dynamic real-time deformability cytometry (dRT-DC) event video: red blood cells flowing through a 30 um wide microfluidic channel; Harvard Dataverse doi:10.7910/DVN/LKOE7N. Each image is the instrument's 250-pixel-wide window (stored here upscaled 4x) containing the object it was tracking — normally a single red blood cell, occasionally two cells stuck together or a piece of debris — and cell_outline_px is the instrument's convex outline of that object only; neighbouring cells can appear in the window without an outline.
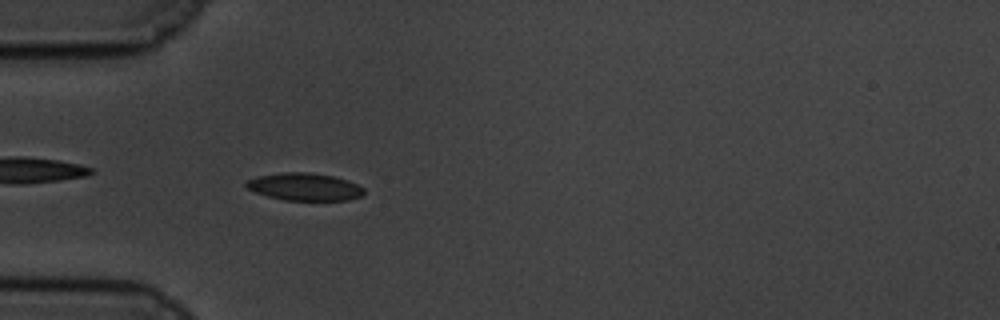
{"species": "common noctule bat (a hibernating species)", "species_latin": "Nyctalus noctula", "temperature_condition": "cold", "stored_images_in_passage": 44, "camera_frame_rate_fps": 3000, "um_per_image_px": 0.085, "animal": {"sex": "male", "body_mass_g": 19.5, "forearm_length_mm": 54.6}, "frame": {"image": 1, "passage_image": 3, "time_ms": 0.667, "image_size_px": [1000, 320], "cell_outline_px": [[364, 192], [360, 196], [348, 200], [284, 200], [268, 196], [256, 192], [248, 188], [244, 184], [248, 180], [256, 176], [284, 172], [308, 172], [332, 176], [348, 180], [364, 188]], "centroid_in_image_um": [25.88, 15.87], "position_along_channel_um": 59.1, "area_um2": 18.73}}
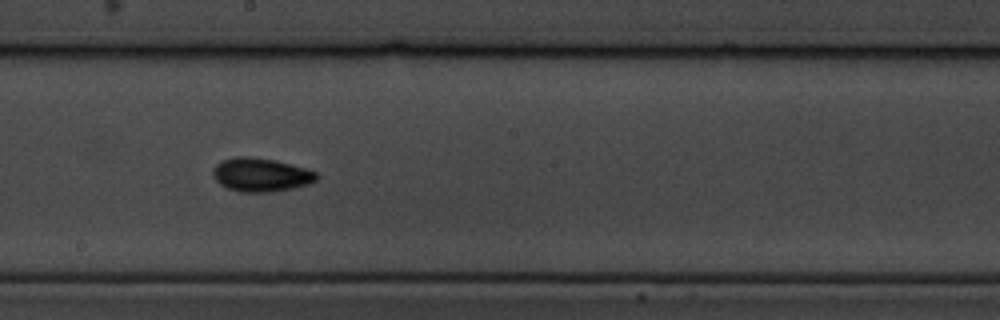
{"frame": {"image": 2, "passage_image": 18, "time_ms": 5.667, "image_size_px": [1000, 320], "cell_outline_px": [[320, 176], [316, 180], [308, 184], [292, 188], [272, 192], [240, 192], [228, 188], [220, 184], [216, 180], [212, 172], [216, 164], [224, 160], [236, 156], [244, 156], [272, 160], [304, 168], [316, 172]], "centroid_in_image_um": [22.17, 14.87], "position_along_channel_um": 226.0, "area_um2": 20.0}}
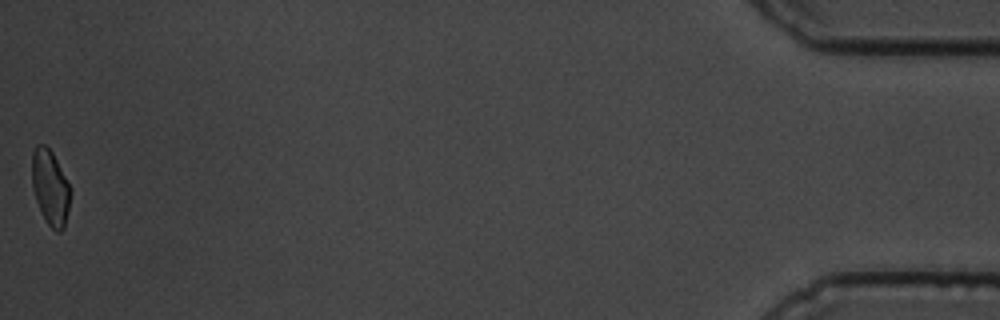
{"frame": {"image": 3, "passage_image": 44, "time_ms": 14.333, "image_size_px": [1000, 320], "cell_outline_px": [[72, 188], [64, 228], [60, 232], [56, 232], [48, 224], [36, 200], [32, 188], [32, 152], [36, 144], [44, 144], [52, 152]], "centroid_in_image_um": [4.28, 15.91], "position_along_channel_um": 430.9, "area_um2": 16.82}, "authors_computed_cell_mechanics": {"area_um2": 18.2937, "velocity_mm_per_s": 3.4262, "shape_relaxation_time_tau1_ms": 2.8112, "shape_relaxation_time_tau2_ms": 7.6112, "deformation_change_tau1": 0.0924, "deformation_change_tau2": 0.1111}}